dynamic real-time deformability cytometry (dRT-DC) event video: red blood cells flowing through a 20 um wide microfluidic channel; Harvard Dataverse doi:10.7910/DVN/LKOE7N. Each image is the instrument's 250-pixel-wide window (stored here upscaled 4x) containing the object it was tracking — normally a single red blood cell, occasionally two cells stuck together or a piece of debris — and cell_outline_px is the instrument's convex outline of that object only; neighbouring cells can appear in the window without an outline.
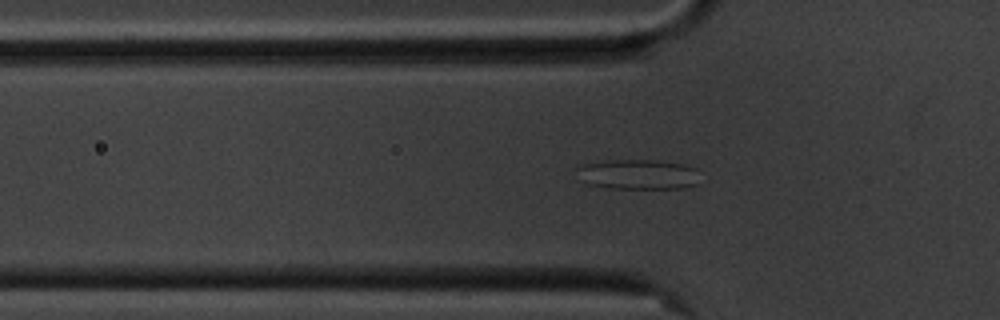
{"species": "common noctule bat (a hibernating species)", "species_latin": "Nyctalus noctula", "temperature_condition": "cold", "stored_images_in_passage": 57, "camera_frame_rate_fps": 3000, "um_per_image_px": 0.085, "animal": {"sex": "male", "body_mass_g": 20.1, "forearm_length_mm": 53.5}, "frame": {"image": 1, "passage_image": 18, "time_ms": 5.667, "image_size_px": [1000, 320], "cell_outline_px": [[700, 184], [684, 188], [608, 188], [584, 184], [580, 180], [576, 168], [576, 164], [608, 160], [656, 160], [684, 164], [696, 168]], "centroid_in_image_um": [54.19, 14.82], "position_along_channel_um": 71.6, "area_um2": 22.08}}
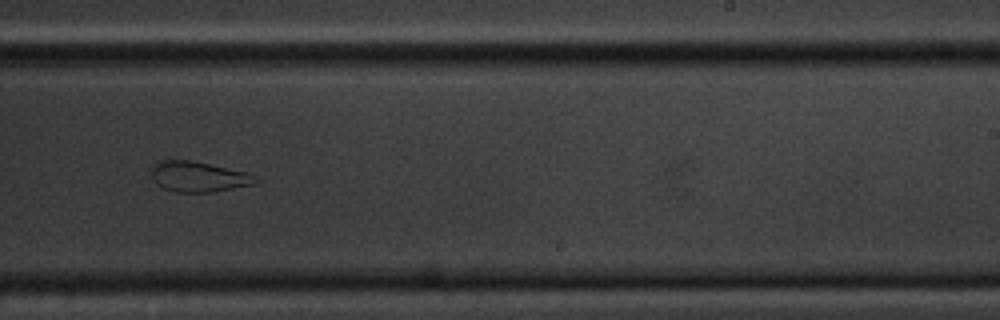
{"frame": {"image": 2, "passage_image": 35, "time_ms": 11.333, "image_size_px": [1000, 320], "cell_outline_px": [[260, 180], [256, 184], [212, 192], [176, 192], [164, 188], [156, 184], [152, 180], [152, 168], [160, 160], [192, 160], [248, 172], [260, 176]], "centroid_in_image_um": [16.94, 15.02], "position_along_channel_um": 272.1, "area_um2": 18.73}}
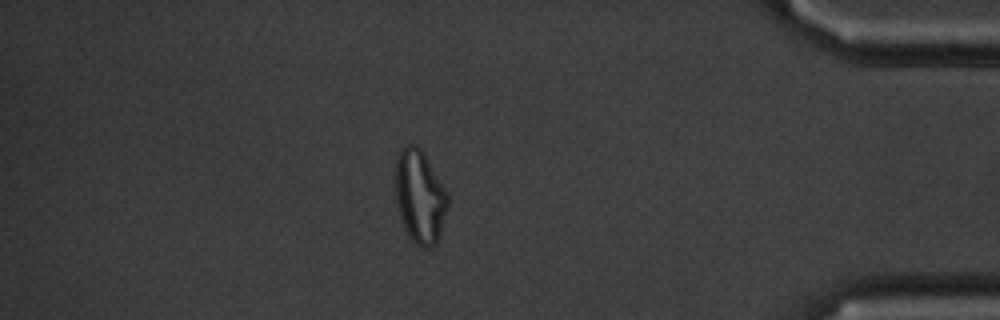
{"frame": {"image": 3, "passage_image": 49, "time_ms": 16.0, "image_size_px": [1000, 320], "cell_outline_px": [[448, 208], [436, 244], [428, 248], [424, 248], [416, 244], [408, 236], [400, 216], [396, 196], [396, 160], [400, 148], [408, 144], [416, 144], [420, 148], [444, 188], [448, 196]], "centroid_in_image_um": [35.68, 16.72], "position_along_channel_um": 399.5, "area_um2": 27.98}, "authors_computed_cell_mechanics": {"area_um2": 26.4724, "velocity_mm_per_s": 3.5248, "shape_relaxation_time_tau1_ms": null, "shape_relaxation_time_tau2_ms": 1.8707, "deformation_change_tau1": null, "deformation_change_tau2": 0.0993}}